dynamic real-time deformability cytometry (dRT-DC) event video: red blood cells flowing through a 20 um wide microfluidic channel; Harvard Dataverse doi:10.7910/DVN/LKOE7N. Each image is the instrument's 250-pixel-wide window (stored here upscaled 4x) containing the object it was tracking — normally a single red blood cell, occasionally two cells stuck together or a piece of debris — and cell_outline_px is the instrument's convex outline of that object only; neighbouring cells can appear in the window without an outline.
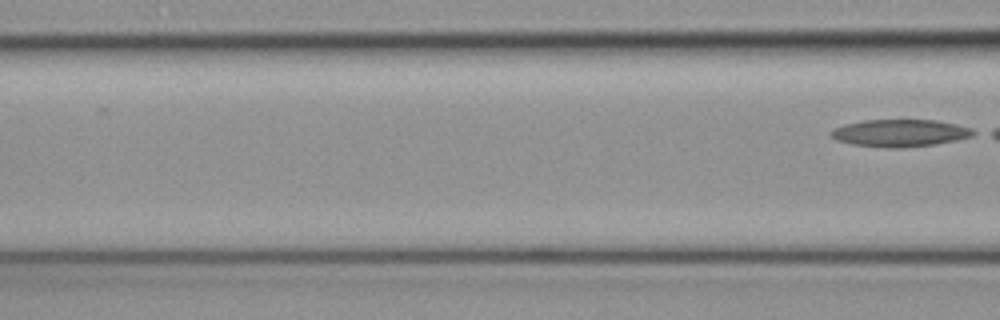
{"species": "common noctule bat (a hibernating species)", "species_latin": "Nyctalus noctula", "temperature_condition": "cold", "stored_images_in_passage": 5, "camera_frame_rate_fps": 3000, "um_per_image_px": 0.085, "animal": {"sex": "female", "body_mass_g": 19.3, "forearm_length_mm": 54.1}, "frame": {"image": 1, "passage_image": 5, "time_ms": 1.333, "image_size_px": [1000, 320], "cell_outline_px": [[980, 132], [972, 136], [956, 140], [932, 144], [892, 148], [852, 144], [836, 140], [828, 132], [832, 128], [844, 124], [864, 120], [936, 120], [956, 124], [972, 128]], "centroid_in_image_um": [76.5, 11.29], "position_along_channel_um": 90.1, "area_um2": 22.54}}